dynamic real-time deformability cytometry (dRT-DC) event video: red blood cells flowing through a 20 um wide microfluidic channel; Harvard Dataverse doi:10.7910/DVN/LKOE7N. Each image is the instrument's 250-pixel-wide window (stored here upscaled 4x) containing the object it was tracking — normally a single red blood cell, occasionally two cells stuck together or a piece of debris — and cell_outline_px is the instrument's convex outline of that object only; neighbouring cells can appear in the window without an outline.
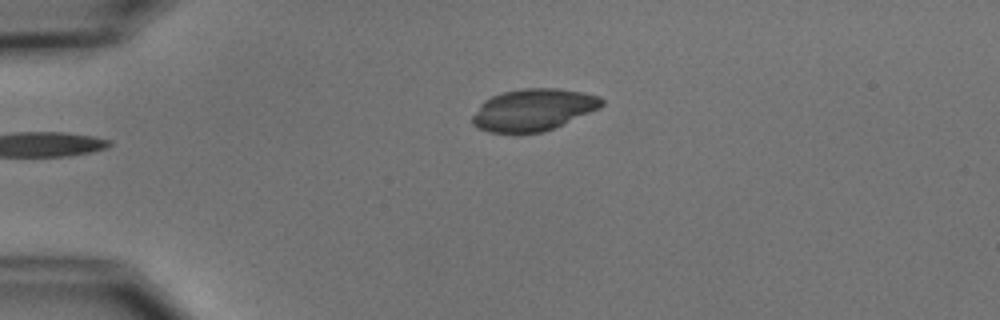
{"species": "common noctule bat (a hibernating species)", "species_latin": "Nyctalus noctula", "temperature_condition": "cold", "stored_images_in_passage": 2, "camera_frame_rate_fps": 3000, "um_per_image_px": 0.085, "animal": {"sex": "male", "body_mass_g": 15.6}, "frame": {"image": 1, "passage_image": 2, "time_ms": 1.0, "image_size_px": [1000, 320], "cell_outline_px": [[604, 104], [600, 108], [544, 132], [488, 132], [472, 124], [472, 116], [480, 104], [484, 100], [492, 96], [504, 92], [524, 88], [556, 88], [580, 92], [600, 96], [604, 100]], "centroid_in_image_um": [45.33, 9.32], "position_along_channel_um": 39.7, "area_um2": 31.33}}